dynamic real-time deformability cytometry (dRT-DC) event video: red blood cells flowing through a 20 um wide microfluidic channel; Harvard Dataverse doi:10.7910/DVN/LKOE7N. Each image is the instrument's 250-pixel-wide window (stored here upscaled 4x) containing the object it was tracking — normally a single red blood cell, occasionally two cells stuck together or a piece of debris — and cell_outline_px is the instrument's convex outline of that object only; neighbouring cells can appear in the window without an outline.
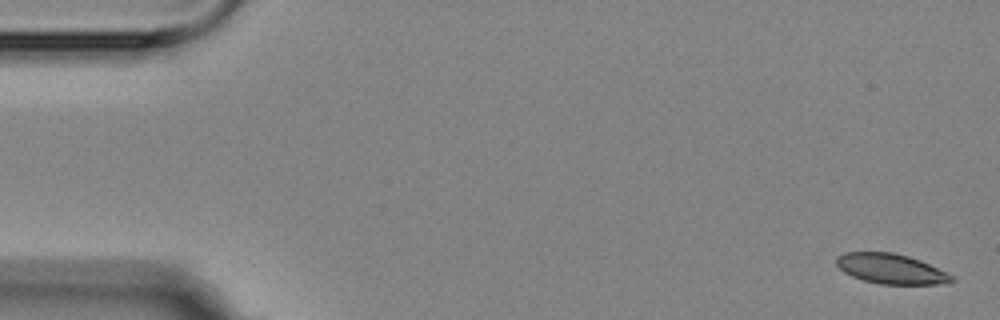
{"species": "Egyptian fruit bat (a non-hibernating species)", "species_latin": "Rousettus aegyptiacus", "temperature_condition": "room temperature", "stored_images_in_passage": 4, "camera_frame_rate_fps": 3000, "um_per_image_px": 0.085, "animal": {"sex": "female"}, "frame": {"image": 1, "passage_image": 1, "time_ms": 0.0, "image_size_px": [1000, 320], "cell_outline_px": [[956, 280], [936, 284], [880, 284], [864, 280], [852, 276], [844, 272], [836, 264], [836, 256], [844, 252], [892, 252], [908, 256], [920, 260], [952, 276]], "centroid_in_image_um": [75.67, 22.84], "position_along_channel_um": 9.3, "area_um2": 19.88}}
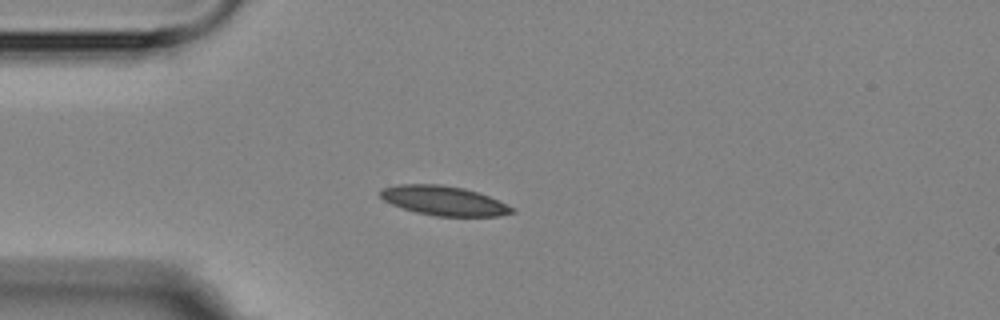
{"frame": {"image": 2, "passage_image": 4, "time_ms": 4.333, "image_size_px": [1000, 320], "cell_outline_px": [[516, 212], [500, 216], [436, 216], [416, 212], [392, 204], [384, 200], [380, 196], [380, 188], [396, 184], [440, 184], [464, 188], [488, 196], [512, 208]], "centroid_in_image_um": [37.68, 17.05], "position_along_channel_um": 47.3, "area_um2": 22.37}}